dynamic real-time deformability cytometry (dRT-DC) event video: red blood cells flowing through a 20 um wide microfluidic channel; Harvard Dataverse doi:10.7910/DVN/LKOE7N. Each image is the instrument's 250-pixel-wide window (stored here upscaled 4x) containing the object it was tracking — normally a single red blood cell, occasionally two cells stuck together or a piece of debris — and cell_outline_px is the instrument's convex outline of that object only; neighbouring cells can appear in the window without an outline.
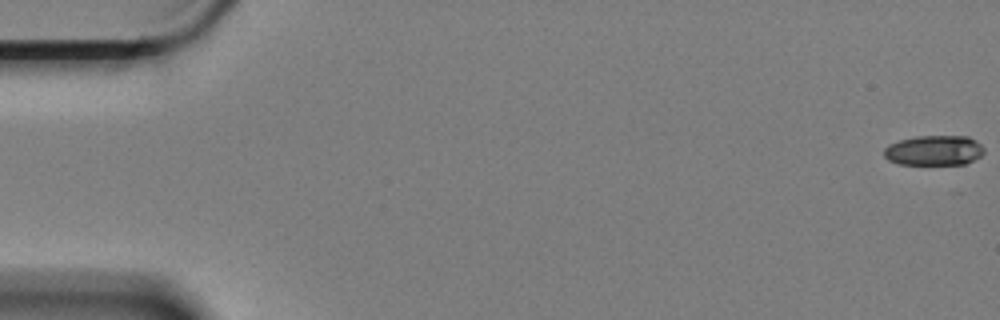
{"species": "Egyptian fruit bat (a non-hibernating species)", "species_latin": "Rousettus aegyptiacus", "temperature_condition": "cold", "stored_images_in_passage": 9, "segment_of_instrument_passage": [1, 2], "camera_frame_rate_fps": 3000, "um_per_image_px": 0.085, "animal": {"sex": "female"}, "frame": {"image": 1, "passage_image": 1, "time_ms": 0.0, "image_size_px": [1000, 320], "cell_outline_px": [[984, 152], [980, 156], [964, 164], [900, 164], [888, 160], [884, 156], [884, 148], [888, 144], [900, 140], [916, 136], [968, 136], [976, 140], [984, 148]], "centroid_in_image_um": [79.38, 12.78], "position_along_channel_um": 5.6, "area_um2": 17.51}}
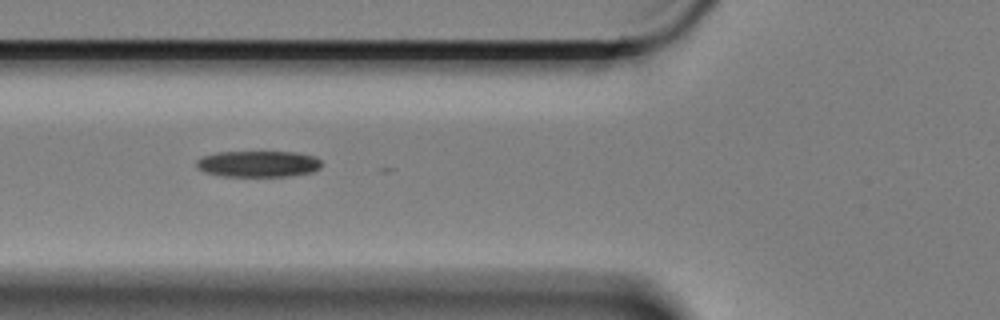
{"frame": {"image": 2, "passage_image": 7, "time_ms": 2.0, "image_size_px": [1000, 320], "cell_outline_px": [[320, 168], [312, 172], [288, 176], [220, 176], [204, 172], [196, 168], [196, 160], [204, 156], [216, 152], [296, 152], [316, 156], [320, 160]], "centroid_in_image_um": [21.93, 13.93], "position_along_channel_um": 103.9, "area_um2": 19.25}}
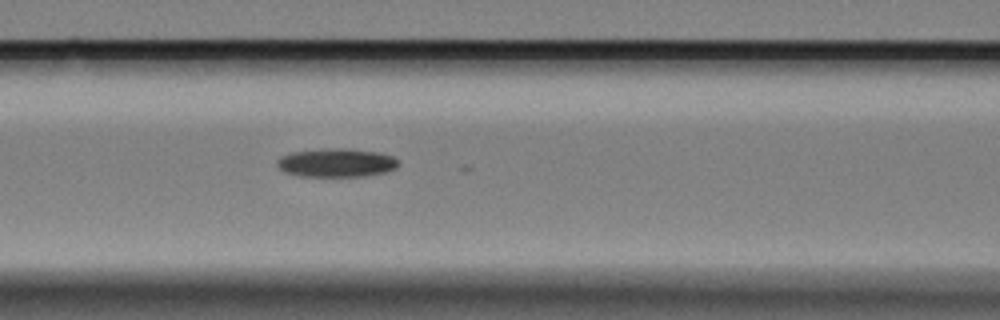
{"frame": {"image": 3, "passage_image": 8, "time_ms": 2.333, "image_size_px": [1000, 320], "cell_outline_px": [[396, 168], [388, 172], [364, 176], [300, 176], [284, 172], [276, 164], [276, 160], [280, 156], [292, 152], [332, 148], [348, 148], [380, 152], [392, 156], [396, 160]], "centroid_in_image_um": [28.58, 13.83], "position_along_channel_um": 138.0, "area_um2": 20.23}}